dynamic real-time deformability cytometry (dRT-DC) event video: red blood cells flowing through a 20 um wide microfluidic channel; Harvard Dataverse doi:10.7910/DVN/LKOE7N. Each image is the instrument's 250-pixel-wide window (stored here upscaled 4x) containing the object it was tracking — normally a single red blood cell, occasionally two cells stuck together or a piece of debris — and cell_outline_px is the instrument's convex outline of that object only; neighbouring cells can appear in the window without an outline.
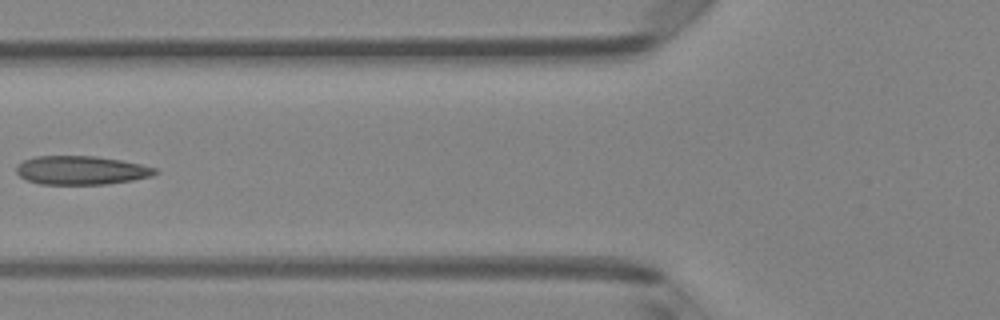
{"species": "Egyptian fruit bat (a non-hibernating species)", "species_latin": "Rousettus aegyptiacus", "temperature_condition": "room temperature", "stored_images_in_passage": 6, "camera_frame_rate_fps": 3000, "um_per_image_px": 0.085, "animal": {"sex": "female"}, "frame": {"image": 1, "passage_image": 4, "time_ms": 1.0, "image_size_px": [1000, 320], "cell_outline_px": [[160, 172], [152, 176], [132, 180], [104, 184], [40, 184], [28, 180], [20, 176], [16, 172], [16, 164], [24, 160], [36, 156], [96, 156], [120, 160], [140, 164], [156, 168]], "centroid_in_image_um": [6.9, 14.47], "position_along_channel_um": 118.9, "area_um2": 23.18}}
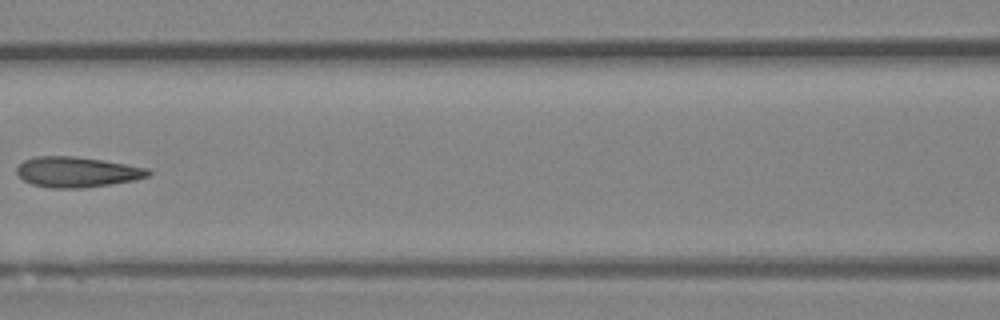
{"frame": {"image": 2, "passage_image": 5, "time_ms": 1.333, "image_size_px": [1000, 320], "cell_outline_px": [[152, 172], [148, 176], [136, 180], [84, 188], [52, 188], [32, 184], [24, 180], [16, 172], [16, 168], [24, 160], [36, 156], [76, 156], [104, 160], [148, 168]], "centroid_in_image_um": [6.56, 14.61], "position_along_channel_um": 160.0, "area_um2": 23.35}}
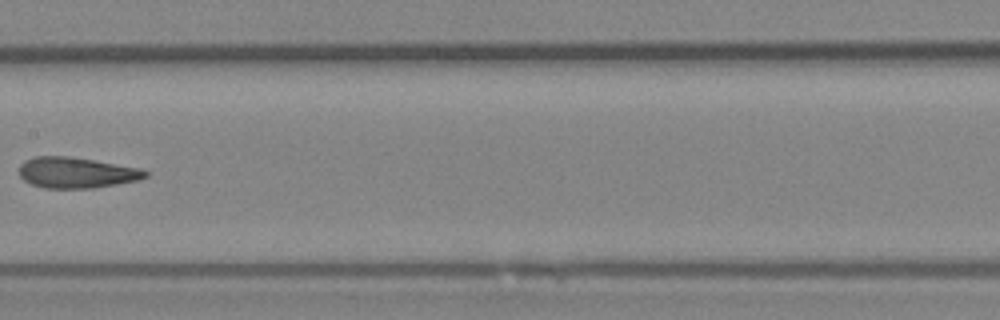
{"frame": {"image": 3, "passage_image": 6, "time_ms": 1.667, "image_size_px": [1000, 320], "cell_outline_px": [[148, 176], [140, 180], [92, 188], [44, 188], [32, 184], [24, 180], [20, 176], [20, 164], [24, 160], [36, 156], [68, 156], [140, 168], [148, 172]], "centroid_in_image_um": [6.49, 14.67], "position_along_channel_um": 200.9, "area_um2": 22.54}}